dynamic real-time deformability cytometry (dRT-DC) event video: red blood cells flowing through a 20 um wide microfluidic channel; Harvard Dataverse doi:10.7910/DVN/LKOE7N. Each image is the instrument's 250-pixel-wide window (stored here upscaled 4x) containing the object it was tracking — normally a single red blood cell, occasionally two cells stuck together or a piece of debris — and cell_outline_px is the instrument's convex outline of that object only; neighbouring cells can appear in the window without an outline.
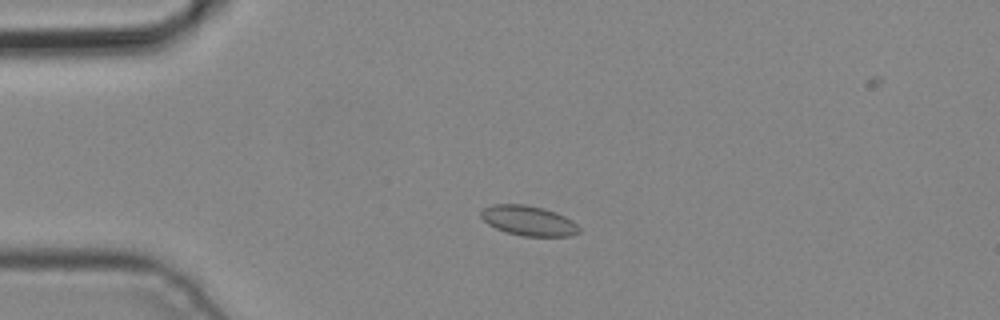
{"species": "common noctule bat (a hibernating species)", "species_latin": "Nyctalus noctula", "temperature_condition": "cold", "stored_images_in_passage": 1, "camera_frame_rate_fps": 3000, "um_per_image_px": 0.085, "animal": {"sex": "male", "body_mass_g": 19.2, "forearm_length_mm": 51.8}, "frame": {"image": 1, "passage_image": 1, "time_ms": 0.0, "image_size_px": [1000, 320], "cell_outline_px": [[580, 232], [572, 236], [524, 236], [504, 232], [488, 224], [480, 216], [480, 212], [484, 208], [492, 204], [524, 204], [544, 208], [556, 212], [572, 220], [580, 228]], "centroid_in_image_um": [44.92, 18.76], "position_along_channel_um": 40.1, "area_um2": 17.22}}